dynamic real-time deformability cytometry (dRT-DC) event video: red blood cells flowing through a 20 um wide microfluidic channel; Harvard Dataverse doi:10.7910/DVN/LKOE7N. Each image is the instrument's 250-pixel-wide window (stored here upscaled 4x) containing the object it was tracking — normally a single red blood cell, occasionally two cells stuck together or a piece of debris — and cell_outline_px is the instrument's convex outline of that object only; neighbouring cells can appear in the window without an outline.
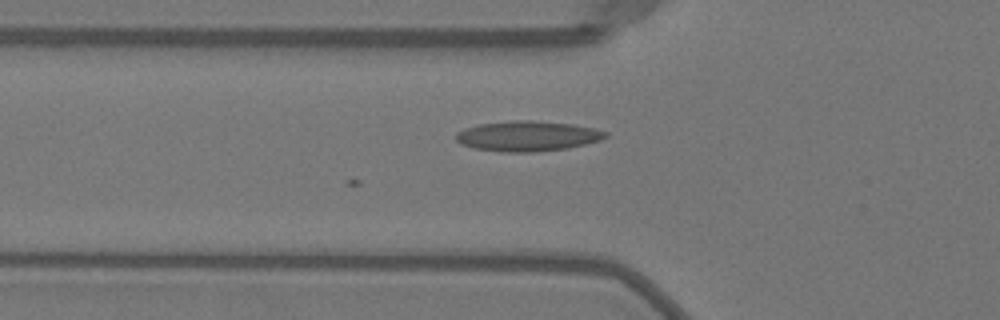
{"species": "Egyptian fruit bat (a non-hibernating species)", "species_latin": "Rousettus aegyptiacus", "temperature_condition": "warm", "stored_images_in_passage": 4, "camera_frame_rate_fps": 3000, "um_per_image_px": 0.085, "animal": {"sex": "female"}, "frame": {"image": 1, "passage_image": 4, "time_ms": 1.0, "image_size_px": [1000, 320], "cell_outline_px": [[608, 136], [600, 140], [568, 148], [532, 152], [500, 152], [476, 148], [460, 144], [456, 140], [456, 132], [464, 128], [480, 124], [512, 120], [532, 120], [568, 124], [592, 128], [608, 132]], "centroid_in_image_um": [44.8, 11.57], "position_along_channel_um": 81.0, "area_um2": 26.18}}